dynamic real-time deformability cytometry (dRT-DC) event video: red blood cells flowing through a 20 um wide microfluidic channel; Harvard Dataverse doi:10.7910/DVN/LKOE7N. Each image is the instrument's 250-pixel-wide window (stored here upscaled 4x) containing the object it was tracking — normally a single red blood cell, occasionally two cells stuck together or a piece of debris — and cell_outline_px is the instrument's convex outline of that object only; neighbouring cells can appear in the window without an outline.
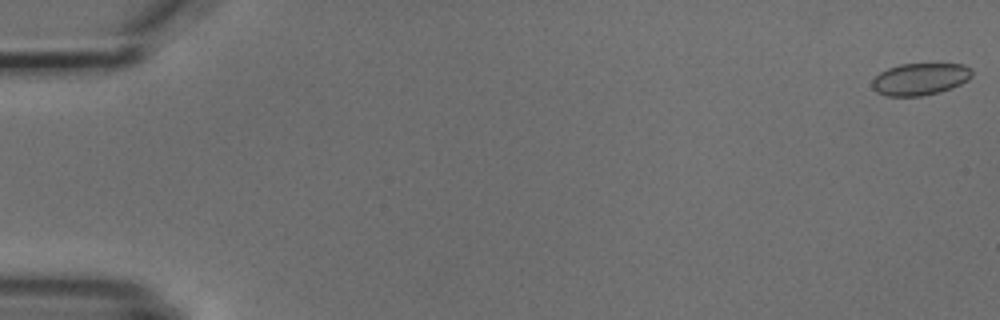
{"species": "common noctule bat (a hibernating species)", "species_latin": "Nyctalus noctula", "temperature_condition": "cold", "stored_images_in_passage": 8, "camera_frame_rate_fps": 3000, "um_per_image_px": 0.085, "animal": {"sex": "male", "body_mass_g": 18.8}, "frame": {"image": 1, "passage_image": 1, "time_ms": 0.0, "image_size_px": [1000, 320], "cell_outline_px": [[972, 76], [968, 80], [960, 84], [940, 92], [920, 96], [888, 96], [876, 92], [872, 88], [872, 80], [880, 72], [888, 68], [900, 64], [964, 64], [972, 68]], "centroid_in_image_um": [78.21, 6.72], "position_along_channel_um": 6.8, "area_um2": 18.67}}
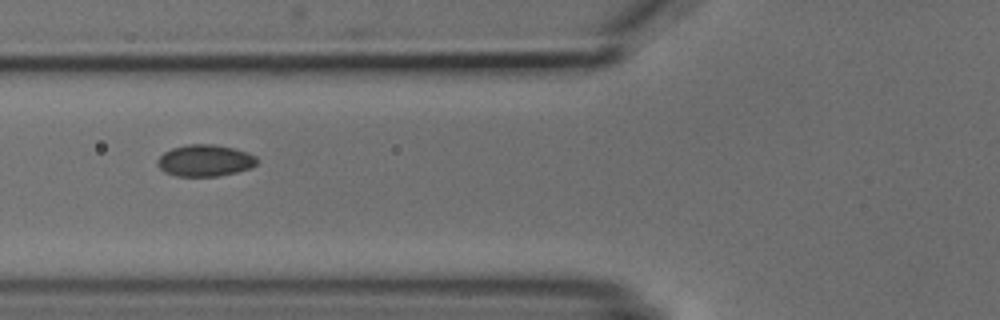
{"frame": {"image": 2, "passage_image": 6, "time_ms": 6.667, "image_size_px": [1000, 320], "cell_outline_px": [[256, 164], [248, 168], [236, 172], [220, 176], [176, 176], [164, 172], [156, 164], [156, 160], [164, 152], [172, 148], [188, 144], [212, 144], [232, 148], [248, 152], [256, 156]], "centroid_in_image_um": [17.38, 13.65], "position_along_channel_um": 108.4, "area_um2": 18.32}}
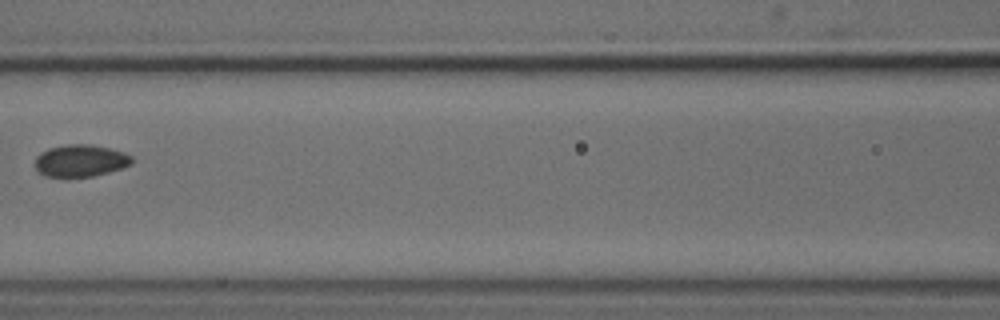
{"frame": {"image": 3, "passage_image": 7, "time_ms": 8.0, "image_size_px": [1000, 320], "cell_outline_px": [[132, 164], [108, 172], [92, 176], [48, 176], [40, 172], [36, 168], [36, 156], [40, 152], [48, 148], [64, 144], [92, 144], [124, 152], [132, 156]], "centroid_in_image_um": [6.84, 13.63], "position_along_channel_um": 159.8, "area_um2": 17.92}}